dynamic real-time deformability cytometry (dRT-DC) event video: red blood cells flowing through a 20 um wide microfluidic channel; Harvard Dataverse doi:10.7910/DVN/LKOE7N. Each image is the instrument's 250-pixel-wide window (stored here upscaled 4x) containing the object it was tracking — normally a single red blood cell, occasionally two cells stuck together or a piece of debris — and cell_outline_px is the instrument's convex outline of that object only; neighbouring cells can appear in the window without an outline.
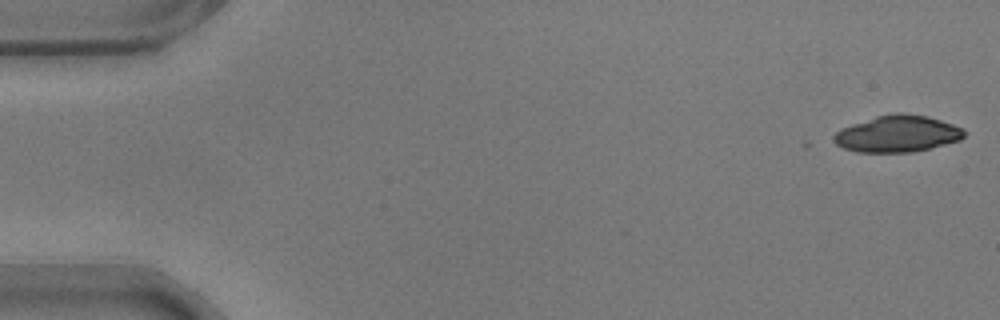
{"species": "common noctule bat (a hibernating species)", "species_latin": "Nyctalus noctula", "temperature_condition": "warm", "stored_images_in_passage": 13, "camera_frame_rate_fps": 3000, "um_per_image_px": 0.085, "animal": {"sex": "male", "body_mass_g": 17.9}, "frame": {"image": 1, "passage_image": 1, "time_ms": 0.0, "image_size_px": [1000, 320], "cell_outline_px": [[964, 136], [960, 140], [912, 152], [856, 152], [844, 148], [836, 144], [832, 140], [832, 136], [840, 128], [876, 116], [896, 112], [900, 112], [928, 116], [964, 128]], "centroid_in_image_um": [76.25, 11.36], "position_along_channel_um": 8.8, "area_um2": 27.8}}
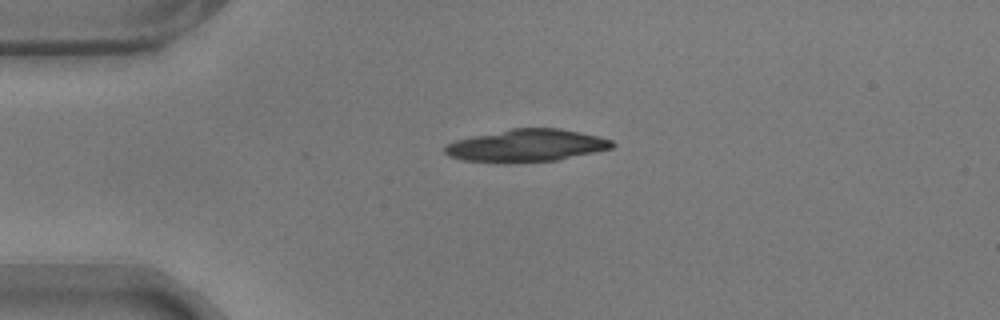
{"frame": {"image": 2, "passage_image": 13, "time_ms": 4.0, "image_size_px": [1000, 320], "cell_outline_px": [[616, 144], [612, 148], [596, 152], [556, 160], [464, 160], [448, 156], [444, 152], [444, 148], [448, 144], [456, 140], [512, 128], [560, 128], [600, 136], [612, 140]], "centroid_in_image_um": [44.85, 12.33], "position_along_channel_um": 40.2, "area_um2": 30.46}}